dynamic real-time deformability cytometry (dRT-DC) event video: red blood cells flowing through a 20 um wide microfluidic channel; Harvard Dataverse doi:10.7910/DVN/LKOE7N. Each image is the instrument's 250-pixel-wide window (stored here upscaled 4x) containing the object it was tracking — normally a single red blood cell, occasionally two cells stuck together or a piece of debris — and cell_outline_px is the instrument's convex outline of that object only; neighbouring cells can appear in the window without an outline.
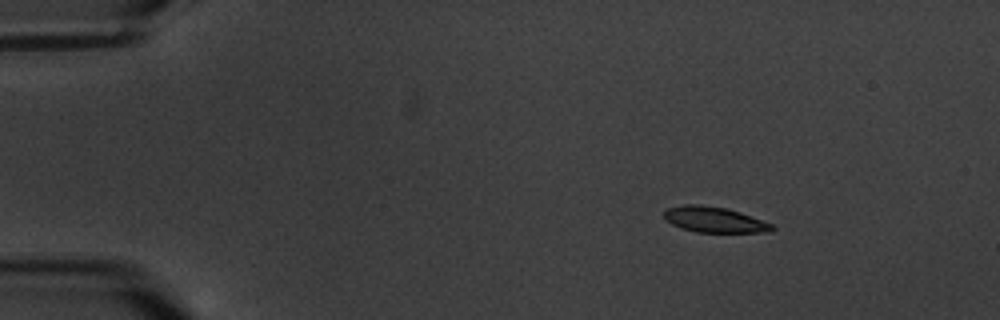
{"species": "common noctule bat (a hibernating species)", "species_latin": "Nyctalus noctula", "temperature_condition": "warm", "stored_images_in_passage": 5, "camera_frame_rate_fps": 3000, "um_per_image_px": 0.085, "animal": {"sex": "male", "body_mass_g": 20.1, "forearm_length_mm": 53.5}, "frame": {"image": 1, "passage_image": 2, "time_ms": 1.0, "image_size_px": [1000, 320], "cell_outline_px": [[776, 228], [772, 232], [696, 232], [680, 228], [664, 220], [664, 212], [668, 208], [684, 204], [700, 204], [724, 208], [740, 212], [772, 224]], "centroid_in_image_um": [60.7, 18.67], "position_along_channel_um": 24.3, "area_um2": 16.13}}
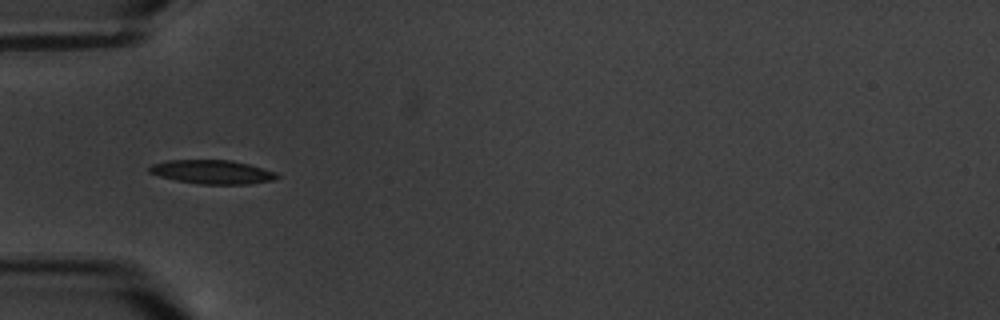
{"frame": {"image": 2, "passage_image": 5, "time_ms": 4.667, "image_size_px": [1000, 320], "cell_outline_px": [[280, 176], [272, 180], [248, 184], [200, 184], [176, 180], [160, 176], [148, 172], [148, 168], [152, 164], [168, 160], [232, 160], [248, 164], [276, 172]], "centroid_in_image_um": [18.03, 14.61], "position_along_channel_um": 67.0, "area_um2": 17.63}}